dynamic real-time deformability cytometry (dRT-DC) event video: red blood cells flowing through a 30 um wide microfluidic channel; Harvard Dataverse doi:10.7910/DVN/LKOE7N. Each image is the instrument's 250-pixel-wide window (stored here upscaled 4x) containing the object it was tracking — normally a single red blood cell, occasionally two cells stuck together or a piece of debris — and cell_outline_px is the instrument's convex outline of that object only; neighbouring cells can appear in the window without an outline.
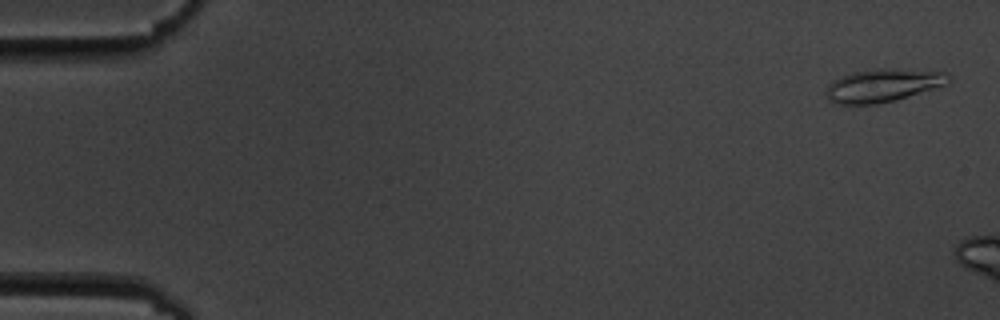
{"species": "common noctule bat (a hibernating species)", "species_latin": "Nyctalus noctula", "temperature_condition": "cold", "stored_images_in_passage": 3, "camera_frame_rate_fps": 3000, "um_per_image_px": 0.085, "animal": {"sex": "male", "body_mass_g": 19.5, "forearm_length_mm": 54.6}, "frame": {"image": 1, "passage_image": 1, "time_ms": 0.0, "image_size_px": [1000, 320], "cell_outline_px": [[948, 84], [896, 100], [876, 104], [832, 104], [828, 100], [828, 84], [832, 80], [852, 72], [880, 68], [884, 68], [944, 72], [948, 76]], "centroid_in_image_um": [75.01, 7.27], "position_along_channel_um": 10.0, "area_um2": 23.35}}